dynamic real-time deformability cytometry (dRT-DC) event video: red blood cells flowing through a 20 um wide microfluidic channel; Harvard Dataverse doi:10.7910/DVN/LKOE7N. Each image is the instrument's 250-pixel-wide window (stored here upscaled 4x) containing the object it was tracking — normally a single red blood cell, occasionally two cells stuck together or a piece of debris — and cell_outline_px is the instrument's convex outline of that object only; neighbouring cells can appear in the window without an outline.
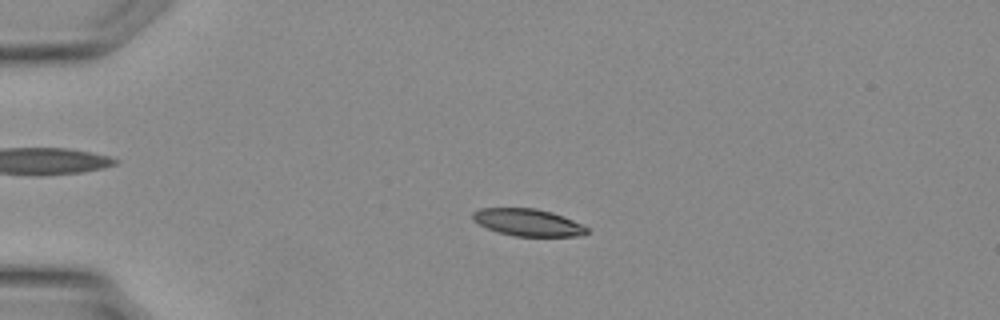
{"species": "Egyptian fruit bat (a non-hibernating species)", "species_latin": "Rousettus aegyptiacus", "temperature_condition": "warm", "stored_images_in_passage": 36, "camera_frame_rate_fps": 3000, "um_per_image_px": 0.085, "animal": {"sex": "female"}, "frame": {"image": 1, "passage_image": 9, "time_ms": 2.667, "image_size_px": [1000, 320], "cell_outline_px": [[588, 232], [584, 236], [516, 236], [500, 232], [488, 228], [472, 220], [472, 212], [480, 208], [536, 208], [552, 212], [572, 220], [588, 228]], "centroid_in_image_um": [44.87, 18.9], "position_along_channel_um": 40.1, "area_um2": 17.92}}
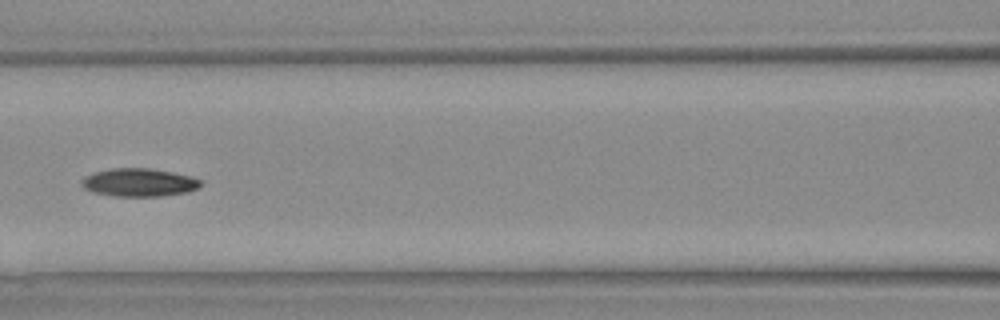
{"frame": {"image": 2, "passage_image": 17, "time_ms": 5.333, "image_size_px": [1000, 320], "cell_outline_px": [[200, 184], [196, 188], [188, 192], [160, 196], [112, 196], [92, 192], [84, 188], [80, 184], [80, 180], [84, 176], [96, 172], [112, 168], [148, 168], [172, 172], [192, 176], [200, 180]], "centroid_in_image_um": [11.77, 15.51], "position_along_channel_um": 154.8, "area_um2": 19.48}}
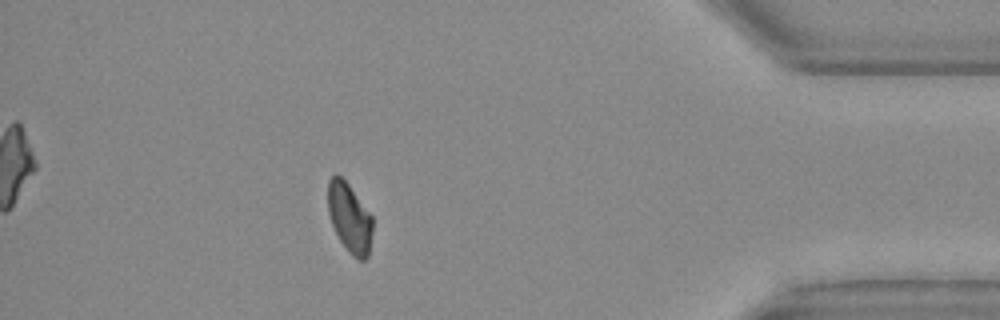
{"frame": {"image": 3, "passage_image": 32, "time_ms": 10.333, "image_size_px": [1000, 320], "cell_outline_px": [[372, 232], [368, 256], [364, 260], [360, 260], [352, 256], [348, 252], [340, 240], [332, 224], [328, 212], [328, 180], [336, 172], [348, 184], [372, 216]], "centroid_in_image_um": [29.7, 18.52], "position_along_channel_um": 405.5, "area_um2": 17.92}}